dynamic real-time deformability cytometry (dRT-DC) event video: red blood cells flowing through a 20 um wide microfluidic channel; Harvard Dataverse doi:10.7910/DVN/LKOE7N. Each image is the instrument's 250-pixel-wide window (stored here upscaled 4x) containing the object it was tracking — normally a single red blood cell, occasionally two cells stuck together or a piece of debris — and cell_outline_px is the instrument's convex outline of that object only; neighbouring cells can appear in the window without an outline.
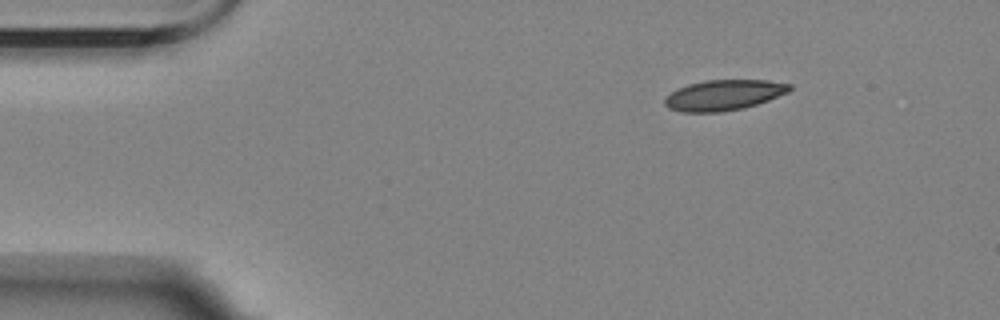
{"species": "Egyptian fruit bat (a non-hibernating species)", "species_latin": "Rousettus aegyptiacus", "temperature_condition": "room temperature", "stored_images_in_passage": 4, "camera_frame_rate_fps": 3000, "um_per_image_px": 0.085, "animal": {"sex": "female"}, "frame": {"image": 1, "passage_image": 1, "time_ms": 0.0, "image_size_px": [1000, 320], "cell_outline_px": [[792, 88], [788, 92], [768, 100], [744, 108], [720, 112], [680, 112], [668, 108], [664, 104], [664, 100], [672, 92], [688, 84], [704, 80], [768, 80], [792, 84]], "centroid_in_image_um": [61.53, 8.08], "position_along_channel_um": 23.5, "area_um2": 22.14}}
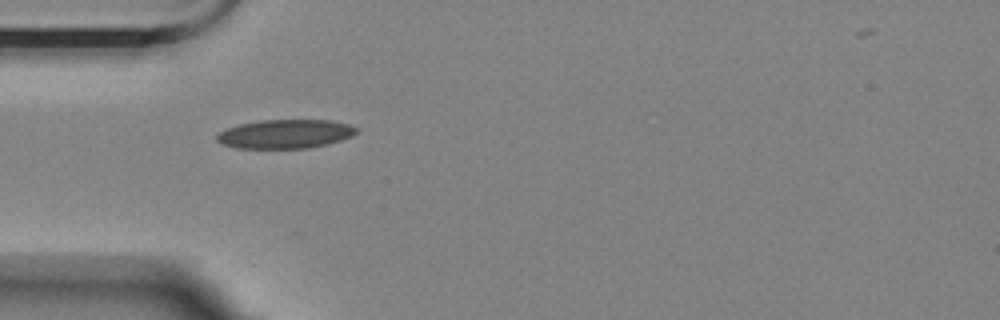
{"frame": {"image": 2, "passage_image": 3, "time_ms": 3.0, "image_size_px": [1000, 320], "cell_outline_px": [[360, 128], [352, 136], [340, 140], [308, 148], [236, 148], [224, 144], [216, 140], [216, 136], [220, 132], [228, 128], [240, 124], [260, 120], [332, 120], [348, 124]], "centroid_in_image_um": [24.26, 11.38], "position_along_channel_um": 60.7, "area_um2": 23.35}}
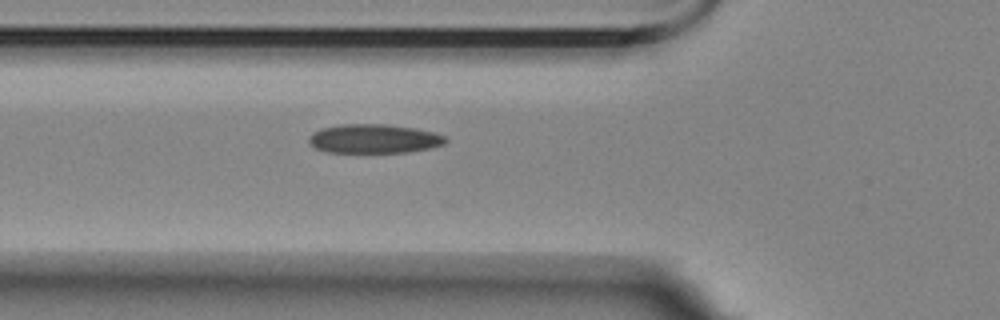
{"frame": {"image": 3, "passage_image": 4, "time_ms": 4.0, "image_size_px": [1000, 320], "cell_outline_px": [[448, 140], [444, 144], [432, 148], [408, 152], [324, 152], [308, 144], [308, 136], [312, 132], [320, 128], [340, 124], [384, 124], [416, 128], [432, 132], [444, 136]], "centroid_in_image_um": [31.74, 11.79], "position_along_channel_um": 94.1, "area_um2": 23.35}}